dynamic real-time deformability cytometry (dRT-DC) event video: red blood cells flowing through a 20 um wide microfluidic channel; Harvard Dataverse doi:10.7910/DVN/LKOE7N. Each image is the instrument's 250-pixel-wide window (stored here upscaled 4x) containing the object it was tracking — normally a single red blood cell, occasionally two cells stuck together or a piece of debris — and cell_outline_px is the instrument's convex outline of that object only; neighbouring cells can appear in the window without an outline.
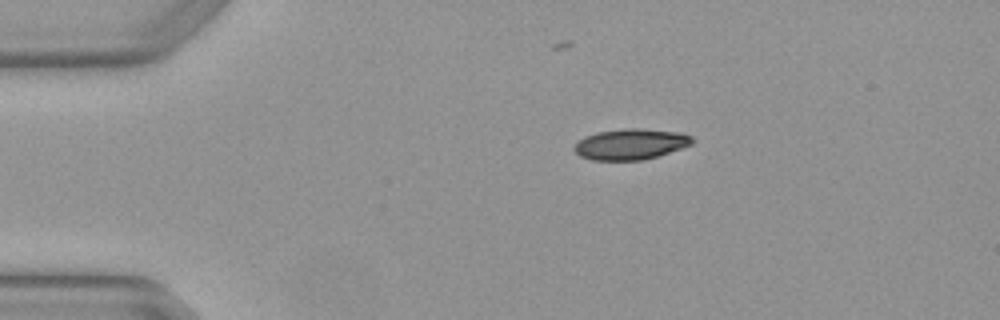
{"species": "Egyptian fruit bat (a non-hibernating species)", "species_latin": "Rousettus aegyptiacus", "temperature_condition": "warm", "stored_images_in_passage": 2, "camera_frame_rate_fps": 3000, "um_per_image_px": 0.085, "animal": {"sex": "female"}, "frame": {"image": 1, "passage_image": 2, "time_ms": 0.333, "image_size_px": [1000, 320], "cell_outline_px": [[696, 140], [692, 144], [656, 156], [640, 160], [592, 160], [580, 156], [572, 148], [576, 140], [584, 136], [596, 132], [624, 128], [640, 128], [680, 132], [692, 136]], "centroid_in_image_um": [53.56, 12.24], "position_along_channel_um": 31.4, "area_um2": 21.33}}